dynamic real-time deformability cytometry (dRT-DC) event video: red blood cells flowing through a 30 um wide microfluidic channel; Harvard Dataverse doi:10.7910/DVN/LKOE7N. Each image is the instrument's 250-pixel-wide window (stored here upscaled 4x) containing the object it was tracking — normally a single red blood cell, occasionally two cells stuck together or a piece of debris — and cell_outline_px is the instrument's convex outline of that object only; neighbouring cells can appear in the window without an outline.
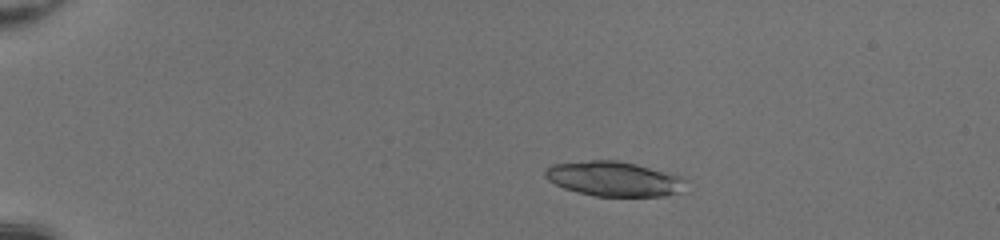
{"species": "common noctule bat (a hibernating species)", "species_latin": "Nyctalus noctula", "temperature_condition": "room temperature", "stored_images_in_passage": 50, "camera_frame_rate_fps": 3000, "um_per_image_px": 0.085, "animal": {"sex": "female", "body_mass_g": 20.0, "forearm_length_mm": 54.0}, "frame": {"image": 1, "passage_image": 11, "time_ms": 3.333, "image_size_px": [1000, 240], "cell_outline_px": [[688, 192], [664, 196], [596, 196], [564, 188], [548, 180], [544, 176], [544, 168], [552, 164], [592, 160], [616, 160], [676, 172], [684, 176], [688, 180]], "centroid_in_image_um": [52.35, 15.2], "position_along_channel_um": 32.6, "area_um2": 29.42}}